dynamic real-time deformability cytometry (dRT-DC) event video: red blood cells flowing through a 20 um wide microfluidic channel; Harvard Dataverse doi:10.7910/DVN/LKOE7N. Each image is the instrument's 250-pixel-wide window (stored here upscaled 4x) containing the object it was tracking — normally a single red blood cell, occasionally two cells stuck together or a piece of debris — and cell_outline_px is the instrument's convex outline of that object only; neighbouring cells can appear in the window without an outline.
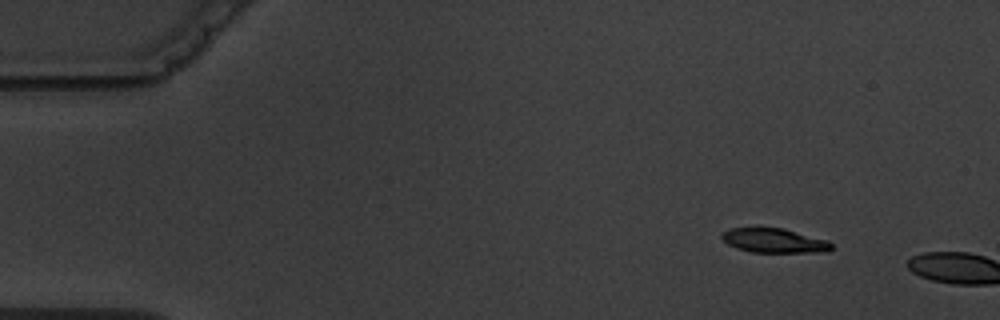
{"species": "common noctule bat (a hibernating species)", "species_latin": "Nyctalus noctula", "temperature_condition": "warm", "stored_images_in_passage": 2, "camera_frame_rate_fps": 3000, "um_per_image_px": 0.085, "animal": {"sex": "male", "body_mass_g": 19.5, "forearm_length_mm": 54.6}, "frame": {"image": 1, "passage_image": 1, "time_ms": 0.0, "image_size_px": [1000, 320], "cell_outline_px": [[832, 248], [828, 252], [752, 252], [736, 248], [728, 244], [720, 236], [728, 228], [756, 224], [784, 228], [828, 240], [832, 244]], "centroid_in_image_um": [65.75, 20.39], "position_along_channel_um": 19.2, "area_um2": 16.36}}